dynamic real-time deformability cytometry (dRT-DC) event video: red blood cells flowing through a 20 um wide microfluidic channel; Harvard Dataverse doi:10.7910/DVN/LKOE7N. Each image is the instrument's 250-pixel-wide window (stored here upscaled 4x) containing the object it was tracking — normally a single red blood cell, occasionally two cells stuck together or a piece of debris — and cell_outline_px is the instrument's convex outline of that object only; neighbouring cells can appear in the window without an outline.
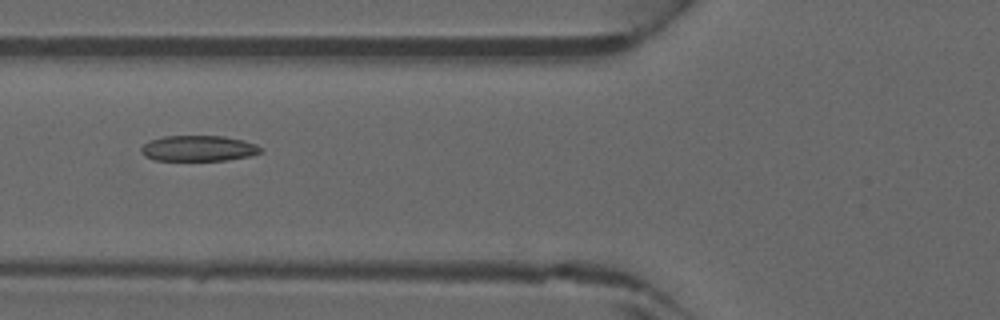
{"species": "common noctule bat (a hibernating species)", "species_latin": "Nyctalus noctula", "temperature_condition": "warm", "stored_images_in_passage": 46, "camera_frame_rate_fps": 3000, "um_per_image_px": 0.085, "animal": {"sex": "male", "forearm_length_mm": 52.5}, "frame": {"image": 1, "passage_image": 18, "time_ms": 5.667, "image_size_px": [1000, 320], "cell_outline_px": [[260, 152], [252, 156], [228, 160], [156, 160], [144, 156], [140, 152], [140, 148], [148, 140], [164, 136], [224, 136], [244, 140], [256, 144], [260, 148]], "centroid_in_image_um": [16.85, 12.61], "position_along_channel_um": 109.0, "area_um2": 17.98}}
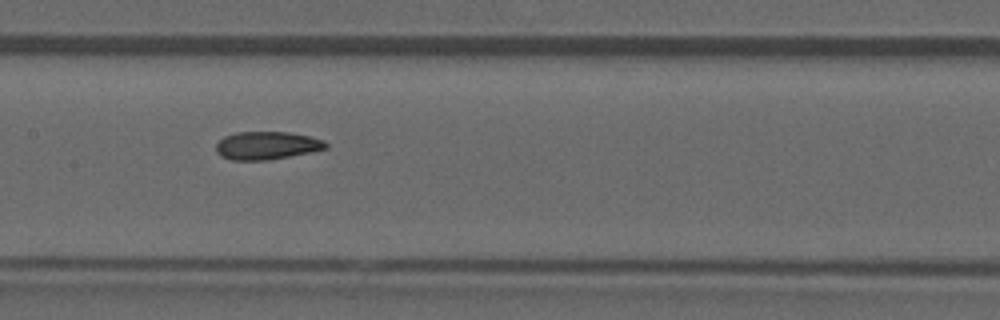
{"frame": {"image": 2, "passage_image": 23, "time_ms": 7.333, "image_size_px": [1000, 320], "cell_outline_px": [[328, 148], [312, 152], [268, 160], [232, 160], [220, 156], [216, 152], [216, 144], [224, 136], [236, 132], [288, 132], [308, 136], [324, 140], [328, 144]], "centroid_in_image_um": [22.68, 12.37], "position_along_channel_um": 184.7, "area_um2": 17.98}}
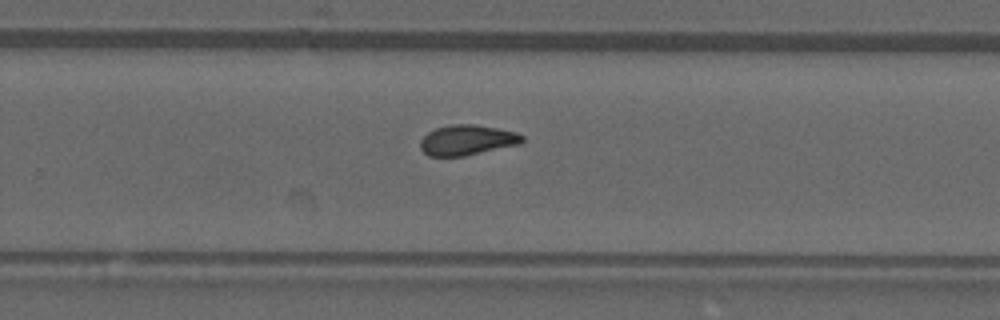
{"frame": {"image": 3, "passage_image": 30, "time_ms": 9.667, "image_size_px": [1000, 320], "cell_outline_px": [[524, 140], [520, 144], [464, 156], [428, 156], [420, 148], [420, 140], [428, 132], [436, 128], [448, 124], [476, 124], [516, 132], [524, 136]], "centroid_in_image_um": [39.69, 11.9], "position_along_channel_um": 290.1, "area_um2": 18.03}}